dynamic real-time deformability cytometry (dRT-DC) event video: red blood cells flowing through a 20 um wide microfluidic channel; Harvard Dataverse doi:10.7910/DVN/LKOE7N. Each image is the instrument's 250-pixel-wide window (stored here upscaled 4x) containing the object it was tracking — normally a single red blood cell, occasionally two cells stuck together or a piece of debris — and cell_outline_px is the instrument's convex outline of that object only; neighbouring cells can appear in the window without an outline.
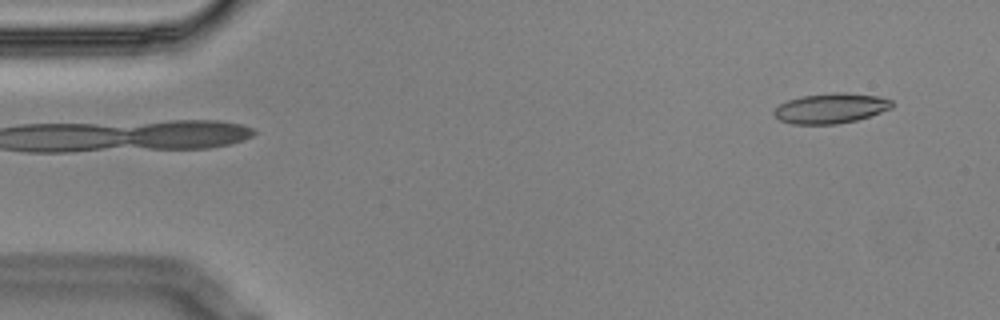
{"species": "Egyptian fruit bat (a non-hibernating species)", "species_latin": "Rousettus aegyptiacus", "temperature_condition": "cold", "stored_images_in_passage": 4, "camera_frame_rate_fps": 3000, "um_per_image_px": 0.085, "animal": {"sex": "male"}, "frame": {"image": 1, "passage_image": 1, "time_ms": 0.0, "image_size_px": [1000, 320], "cell_outline_px": [[892, 108], [856, 120], [836, 124], [792, 124], [780, 120], [772, 112], [780, 104], [788, 100], [804, 96], [832, 92], [844, 92], [880, 96], [892, 100]], "centroid_in_image_um": [70.62, 9.19], "position_along_channel_um": 14.4, "area_um2": 20.58}}
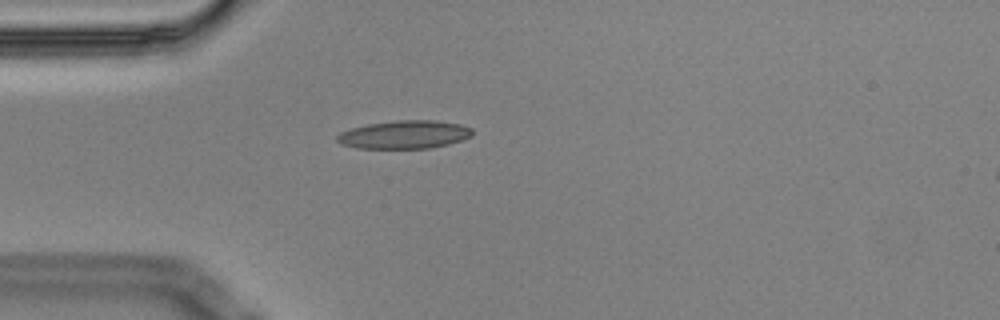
{"frame": {"image": 2, "passage_image": 4, "time_ms": 1.0, "image_size_px": [1000, 320], "cell_outline_px": [[472, 136], [448, 144], [432, 148], [356, 148], [340, 144], [336, 140], [336, 136], [340, 132], [352, 128], [368, 124], [396, 120], [436, 120], [460, 124], [472, 128]], "centroid_in_image_um": [34.36, 11.44], "position_along_channel_um": 50.6, "area_um2": 22.25}}